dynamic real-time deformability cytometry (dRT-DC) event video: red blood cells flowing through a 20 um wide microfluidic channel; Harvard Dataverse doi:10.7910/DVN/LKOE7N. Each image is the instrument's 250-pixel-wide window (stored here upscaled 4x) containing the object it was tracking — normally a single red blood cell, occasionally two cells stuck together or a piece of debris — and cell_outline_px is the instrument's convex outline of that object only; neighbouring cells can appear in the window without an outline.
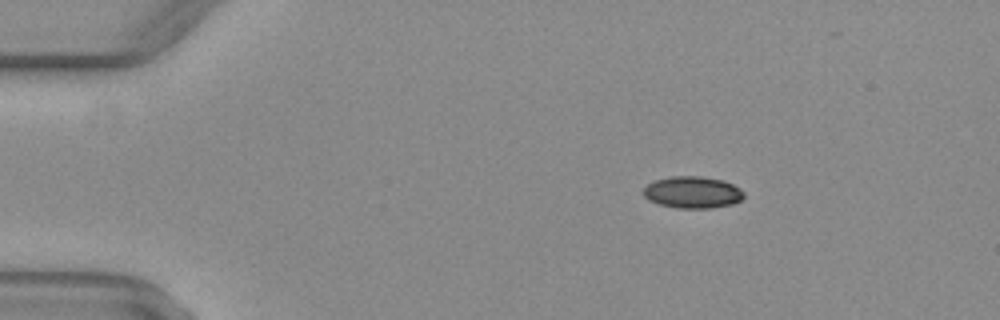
{"species": "common noctule bat (a hibernating species)", "species_latin": "Nyctalus noctula", "temperature_condition": "warm", "stored_images_in_passage": 45, "camera_frame_rate_fps": 3000, "um_per_image_px": 0.085, "animal": {"sex": "female", "body_mass_g": 29.2, "forearm_length_mm": 56.3}, "frame": {"image": 1, "passage_image": 2, "time_ms": 0.333, "image_size_px": [1000, 320], "cell_outline_px": [[744, 196], [740, 200], [732, 204], [712, 208], [676, 208], [660, 204], [648, 200], [644, 196], [644, 188], [648, 184], [656, 180], [672, 176], [700, 176], [724, 180], [740, 188], [744, 192]], "centroid_in_image_um": [58.88, 16.34], "position_along_channel_um": 26.1, "area_um2": 18.61}}
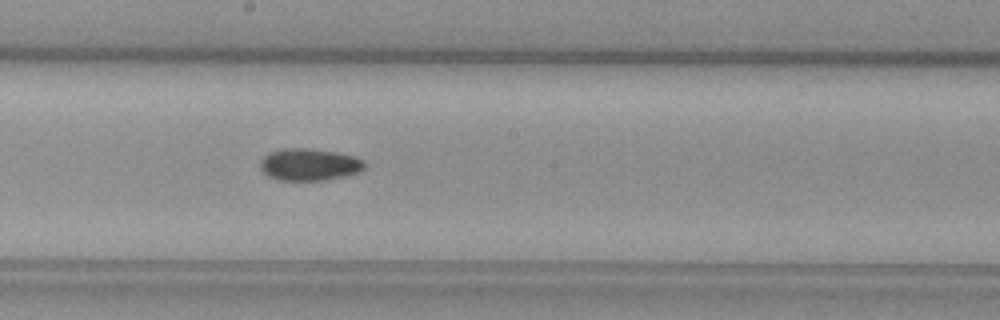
{"frame": {"image": 2, "passage_image": 22, "time_ms": 7.0, "image_size_px": [1000, 320], "cell_outline_px": [[368, 164], [360, 172], [348, 176], [328, 180], [276, 180], [268, 176], [260, 168], [260, 160], [268, 152], [284, 148], [304, 148], [336, 152], [356, 156], [364, 160]], "centroid_in_image_um": [26.33, 13.99], "position_along_channel_um": 221.9, "area_um2": 19.88}}
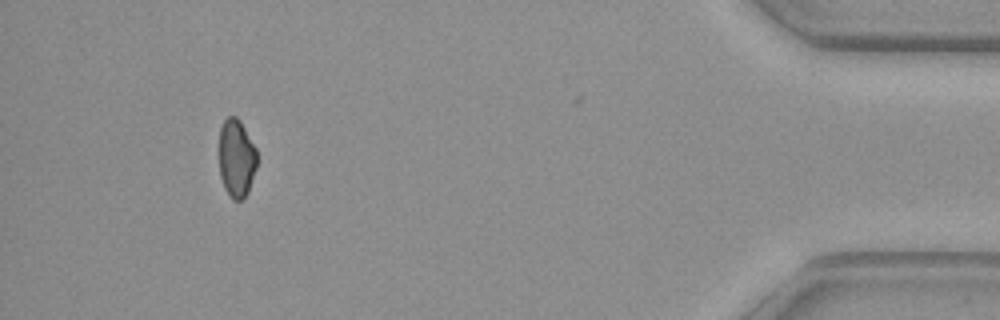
{"frame": {"image": 3, "passage_image": 41, "time_ms": 13.333, "image_size_px": [1000, 320], "cell_outline_px": [[256, 168], [248, 192], [244, 200], [232, 200], [224, 188], [220, 176], [220, 128], [224, 120], [228, 116], [236, 116], [240, 120], [256, 148]], "centroid_in_image_um": [20.1, 13.47], "position_along_channel_um": 415.1, "area_um2": 17.28}}